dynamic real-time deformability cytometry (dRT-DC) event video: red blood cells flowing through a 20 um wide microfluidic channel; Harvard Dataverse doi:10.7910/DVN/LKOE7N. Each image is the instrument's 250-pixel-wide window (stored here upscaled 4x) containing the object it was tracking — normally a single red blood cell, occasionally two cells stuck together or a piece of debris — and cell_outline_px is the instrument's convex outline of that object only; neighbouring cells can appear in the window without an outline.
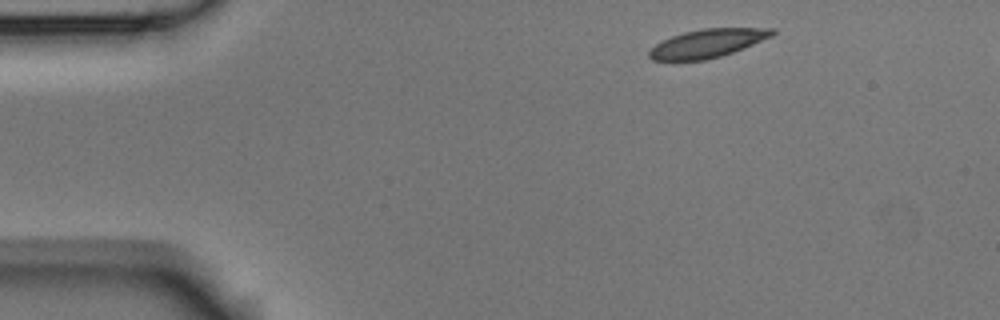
{"species": "Egyptian fruit bat (a non-hibernating species)", "species_latin": "Rousettus aegyptiacus", "temperature_condition": "room temperature", "stored_images_in_passage": 3, "camera_frame_rate_fps": 3000, "um_per_image_px": 0.085, "animal": {"sex": "male"}, "frame": {"image": 1, "passage_image": 1, "time_ms": 0.0, "image_size_px": [1000, 320], "cell_outline_px": [[776, 32], [772, 36], [732, 52], [720, 56], [704, 60], [652, 60], [648, 56], [648, 52], [656, 44], [672, 36], [684, 32], [704, 28], [776, 28]], "centroid_in_image_um": [60.14, 3.67], "position_along_channel_um": 24.9, "area_um2": 20.06}}